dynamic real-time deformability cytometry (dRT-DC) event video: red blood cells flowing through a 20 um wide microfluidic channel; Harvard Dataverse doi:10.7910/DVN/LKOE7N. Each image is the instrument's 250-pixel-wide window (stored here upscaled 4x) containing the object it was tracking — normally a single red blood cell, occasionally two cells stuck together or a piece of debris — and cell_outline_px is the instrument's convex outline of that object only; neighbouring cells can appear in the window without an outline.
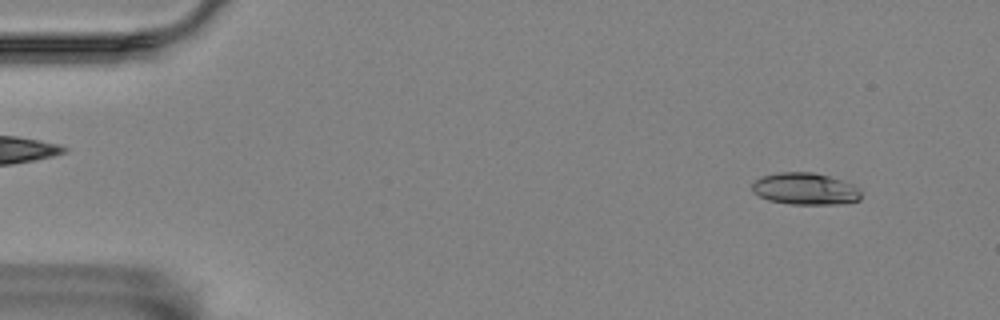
{"species": "Egyptian fruit bat (a non-hibernating species)", "species_latin": "Rousettus aegyptiacus", "temperature_condition": "room temperature", "stored_images_in_passage": 55, "camera_frame_rate_fps": 3000, "um_per_image_px": 0.085, "animal": {"sex": "female"}, "frame": {"image": 1, "passage_image": 3, "time_ms": 0.667, "image_size_px": [1000, 320], "cell_outline_px": [[860, 200], [836, 204], [788, 204], [768, 200], [752, 192], [752, 184], [756, 180], [764, 176], [780, 172], [816, 172], [852, 184], [860, 188]], "centroid_in_image_um": [68.44, 16.05], "position_along_channel_um": 16.6, "area_um2": 20.17}}
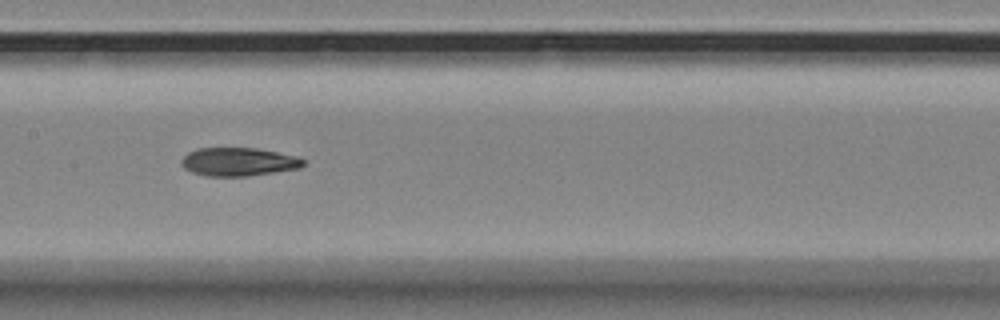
{"frame": {"image": 2, "passage_image": 26, "time_ms": 8.333, "image_size_px": [1000, 320], "cell_outline_px": [[304, 164], [300, 168], [248, 176], [208, 176], [192, 172], [184, 168], [180, 164], [180, 160], [188, 152], [196, 148], [256, 148], [300, 156], [304, 160]], "centroid_in_image_um": [20.27, 13.74], "position_along_channel_um": 187.1, "area_um2": 20.29}}
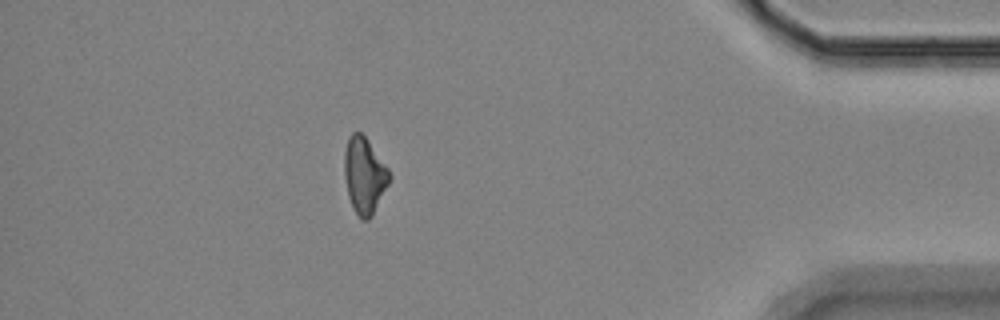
{"frame": {"image": 3, "passage_image": 48, "time_ms": 15.667, "image_size_px": [1000, 320], "cell_outline_px": [[392, 176], [372, 216], [368, 220], [364, 220], [356, 212], [348, 196], [344, 172], [344, 152], [348, 136], [352, 132], [360, 132], [364, 136], [388, 168]], "centroid_in_image_um": [30.97, 14.89], "position_along_channel_um": 404.2, "area_um2": 19.71}, "authors_computed_cell_mechanics": {"area_um2": 20.2878, "velocity_mm_per_s": 3.5249, "shape_relaxation_time_tau1_ms": null, "shape_relaxation_time_tau2_ms": 5.2715, "deformation_change_tau1": null, "deformation_change_tau2": 0.1242}}